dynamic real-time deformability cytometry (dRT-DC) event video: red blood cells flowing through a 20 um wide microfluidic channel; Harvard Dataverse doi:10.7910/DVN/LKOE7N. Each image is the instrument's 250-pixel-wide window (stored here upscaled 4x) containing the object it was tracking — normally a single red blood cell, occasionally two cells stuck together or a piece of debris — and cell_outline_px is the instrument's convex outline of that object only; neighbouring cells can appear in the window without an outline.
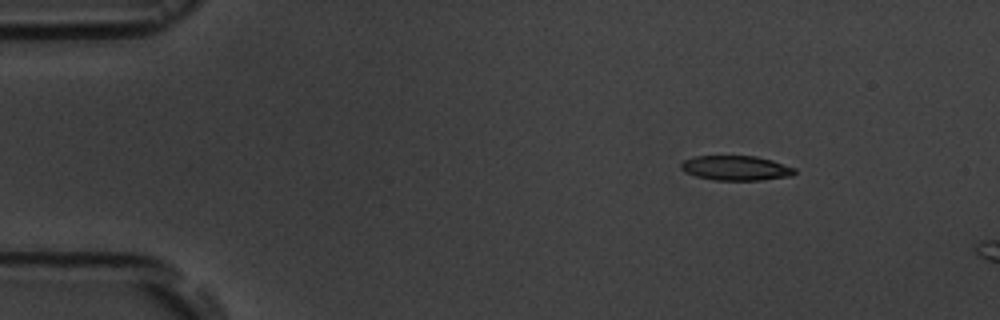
{"species": "common noctule bat (a hibernating species)", "species_latin": "Nyctalus noctula", "temperature_condition": "room temperature", "stored_images_in_passage": 4, "segment_of_instrument_passage": [1, 2], "camera_frame_rate_fps": 3000, "um_per_image_px": 0.085, "animal": {"sex": "male", "body_mass_g": 19.5, "forearm_length_mm": 54.6}, "frame": {"image": 1, "passage_image": 2, "time_ms": 1.0, "image_size_px": [1000, 320], "cell_outline_px": [[796, 172], [792, 176], [760, 180], [712, 180], [696, 176], [684, 172], [680, 168], [680, 164], [684, 160], [692, 156], [756, 156], [772, 160], [796, 168]], "centroid_in_image_um": [62.54, 14.28], "position_along_channel_um": 22.5, "area_um2": 16.53}}